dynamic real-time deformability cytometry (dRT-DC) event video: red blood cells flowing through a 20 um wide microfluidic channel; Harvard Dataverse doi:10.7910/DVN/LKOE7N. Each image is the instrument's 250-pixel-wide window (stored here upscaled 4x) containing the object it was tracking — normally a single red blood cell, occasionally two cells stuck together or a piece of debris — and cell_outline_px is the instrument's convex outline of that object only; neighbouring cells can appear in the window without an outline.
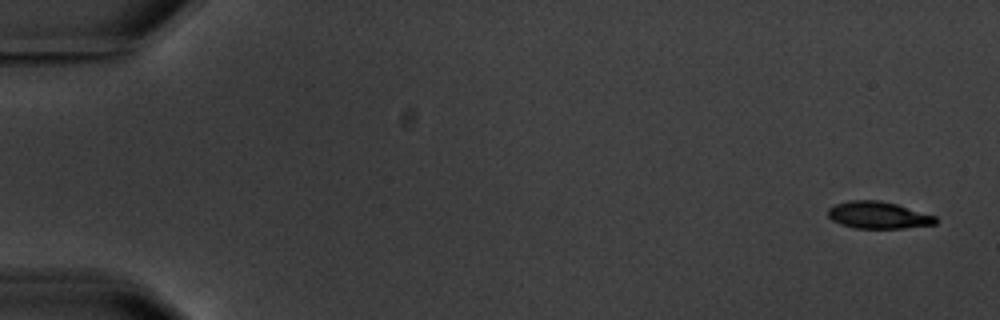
{"species": "common noctule bat (a hibernating species)", "species_latin": "Nyctalus noctula", "temperature_condition": "warm", "stored_images_in_passage": 6, "camera_frame_rate_fps": 3000, "um_per_image_px": 0.085, "animal": {"sex": "male", "body_mass_g": 20.1, "forearm_length_mm": 53.5}, "frame": {"image": 1, "passage_image": 1, "time_ms": 0.0, "image_size_px": [1000, 320], "cell_outline_px": [[936, 224], [904, 228], [856, 228], [840, 224], [832, 220], [828, 216], [828, 208], [836, 204], [848, 200], [880, 200], [896, 204], [936, 216]], "centroid_in_image_um": [74.63, 18.28], "position_along_channel_um": 10.4, "area_um2": 16.88}}
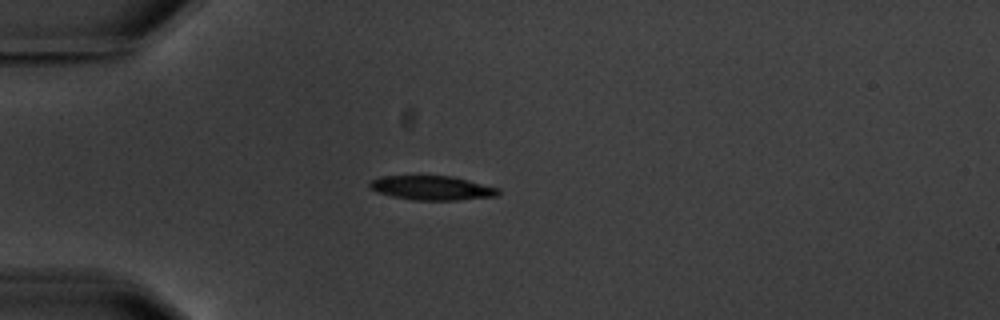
{"frame": {"image": 2, "passage_image": 5, "time_ms": 4.667, "image_size_px": [1000, 320], "cell_outline_px": [[500, 196], [456, 200], [412, 200], [392, 196], [376, 192], [368, 188], [368, 184], [372, 180], [384, 176], [452, 176], [500, 188]], "centroid_in_image_um": [36.73, 15.98], "position_along_channel_um": 48.3, "area_um2": 18.26}}